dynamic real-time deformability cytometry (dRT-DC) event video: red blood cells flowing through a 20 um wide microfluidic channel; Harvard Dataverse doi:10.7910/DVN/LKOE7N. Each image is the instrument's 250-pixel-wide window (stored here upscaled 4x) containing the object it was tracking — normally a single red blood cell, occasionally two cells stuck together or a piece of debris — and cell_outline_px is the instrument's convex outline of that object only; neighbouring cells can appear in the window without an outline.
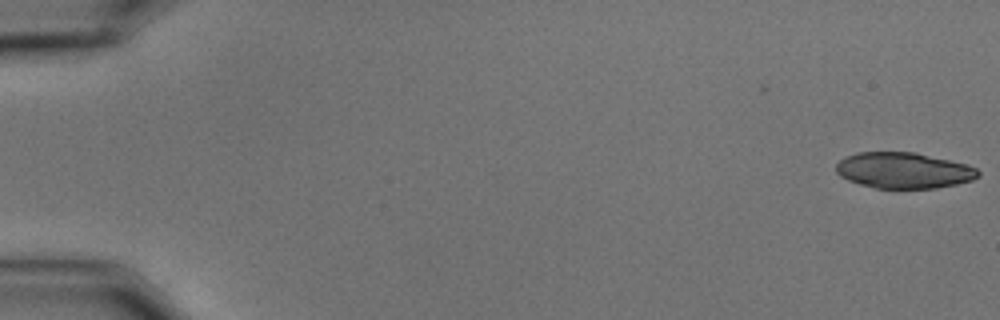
{"species": "common noctule bat (a hibernating species)", "species_latin": "Nyctalus noctula", "temperature_condition": "cold", "stored_images_in_passage": 2, "camera_frame_rate_fps": 3000, "um_per_image_px": 0.085, "animal": {"sex": "male", "body_mass_g": 15.6}, "frame": {"image": 1, "passage_image": 2, "time_ms": 0.333, "image_size_px": [1000, 320], "cell_outline_px": [[980, 176], [972, 180], [956, 184], [936, 188], [876, 188], [860, 184], [848, 180], [840, 176], [836, 172], [836, 164], [840, 160], [848, 156], [860, 152], [916, 152], [968, 164], [976, 168], [980, 172]], "centroid_in_image_um": [76.84, 14.48], "position_along_channel_um": 8.2, "area_um2": 29.77}}